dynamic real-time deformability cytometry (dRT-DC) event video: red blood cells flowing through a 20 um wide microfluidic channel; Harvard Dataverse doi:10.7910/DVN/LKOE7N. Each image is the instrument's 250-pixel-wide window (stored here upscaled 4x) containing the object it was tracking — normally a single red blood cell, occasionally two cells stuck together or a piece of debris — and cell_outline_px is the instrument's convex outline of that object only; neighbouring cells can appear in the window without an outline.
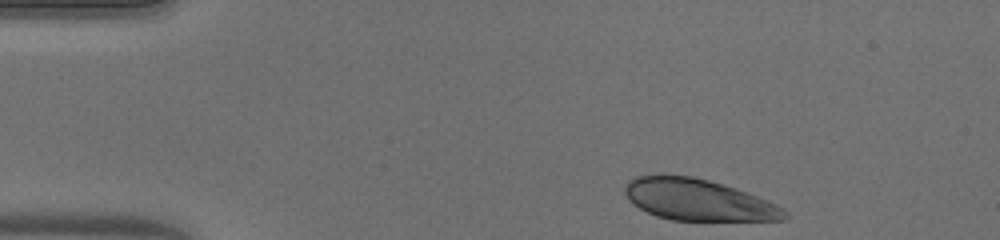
{"species": "human", "species_latin": "Homo sapiens", "temperature_condition": "warm", "stored_images_in_passage": 43, "camera_frame_rate_fps": 3000, "um_per_image_px": 0.085, "donor": {"sex": "male"}, "frame": {"image": 1, "passage_image": 1, "time_ms": 0.0, "image_size_px": [1000, 240], "cell_outline_px": [[788, 216], [784, 220], [672, 220], [656, 216], [632, 204], [628, 200], [624, 192], [624, 184], [628, 180], [636, 176], [692, 176], [724, 184], [736, 188], [768, 200], [784, 208], [788, 212]], "centroid_in_image_um": [59.35, 16.99], "position_along_channel_um": 25.6, "area_um2": 38.44}}
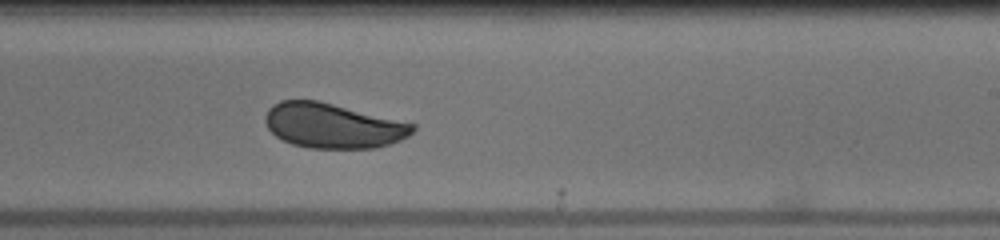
{"frame": {"image": 2, "passage_image": 24, "time_ms": 7.667, "image_size_px": [1000, 240], "cell_outline_px": [[416, 128], [408, 136], [400, 140], [376, 148], [308, 148], [292, 144], [276, 136], [268, 128], [264, 120], [264, 116], [268, 108], [272, 104], [280, 100], [320, 100], [416, 124]], "centroid_in_image_um": [28.28, 10.67], "position_along_channel_um": 260.7, "area_um2": 38.78}}
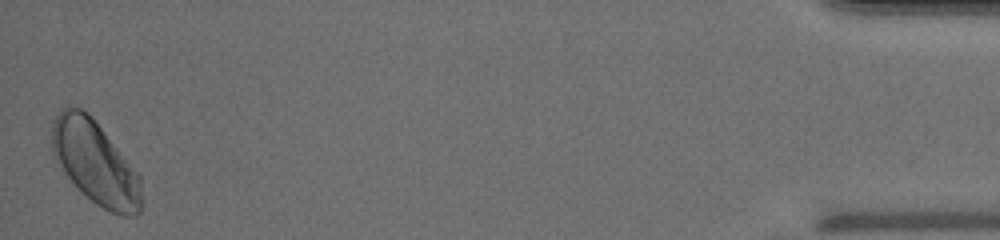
{"frame": {"image": 3, "passage_image": 43, "time_ms": 14.0, "image_size_px": [1000, 240], "cell_outline_px": [[140, 212], [136, 216], [120, 216], [96, 204], [64, 172], [52, 152], [52, 124], [60, 108], [80, 108], [88, 112], [92, 116], [140, 176]], "centroid_in_image_um": [8.09, 13.81], "position_along_channel_um": 427.1, "area_um2": 42.48}, "authors_computed_cell_mechanics": {"area_um2": 39.5352, "velocity_mm_per_s": 4.0536, "shape_relaxation_time_tau1_ms": 3.4774, "shape_relaxation_time_tau2_ms": null, "deformation_change_tau1": 0.0891, "deformation_change_tau2": null}}